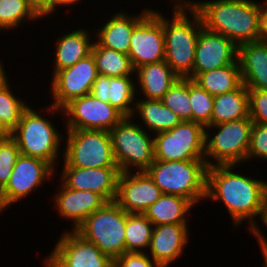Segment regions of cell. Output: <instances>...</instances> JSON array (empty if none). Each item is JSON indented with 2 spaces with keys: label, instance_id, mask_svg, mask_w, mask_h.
Segmentation results:
<instances>
[{
  "label": "cell",
  "instance_id": "1",
  "mask_svg": "<svg viewBox=\"0 0 267 267\" xmlns=\"http://www.w3.org/2000/svg\"><path fill=\"white\" fill-rule=\"evenodd\" d=\"M235 167L238 166L215 165L207 168L206 199L223 202L234 227L248 220L250 233L260 243L267 239L256 220L261 214L266 181L252 178L248 174L244 176L241 171L239 173L233 170Z\"/></svg>",
  "mask_w": 267,
  "mask_h": 267
},
{
  "label": "cell",
  "instance_id": "2",
  "mask_svg": "<svg viewBox=\"0 0 267 267\" xmlns=\"http://www.w3.org/2000/svg\"><path fill=\"white\" fill-rule=\"evenodd\" d=\"M190 6L205 29L224 35L237 46L259 39L260 1L192 0Z\"/></svg>",
  "mask_w": 267,
  "mask_h": 267
},
{
  "label": "cell",
  "instance_id": "3",
  "mask_svg": "<svg viewBox=\"0 0 267 267\" xmlns=\"http://www.w3.org/2000/svg\"><path fill=\"white\" fill-rule=\"evenodd\" d=\"M172 8L171 19L159 12L165 37V61L180 78H188L193 73L196 43L203 24L190 5Z\"/></svg>",
  "mask_w": 267,
  "mask_h": 267
},
{
  "label": "cell",
  "instance_id": "4",
  "mask_svg": "<svg viewBox=\"0 0 267 267\" xmlns=\"http://www.w3.org/2000/svg\"><path fill=\"white\" fill-rule=\"evenodd\" d=\"M207 168L205 160H155L145 172L163 194L179 195L196 205L206 199Z\"/></svg>",
  "mask_w": 267,
  "mask_h": 267
},
{
  "label": "cell",
  "instance_id": "5",
  "mask_svg": "<svg viewBox=\"0 0 267 267\" xmlns=\"http://www.w3.org/2000/svg\"><path fill=\"white\" fill-rule=\"evenodd\" d=\"M42 115L29 106L10 136L16 141L20 154L44 160L57 171L56 162L59 155L63 156V148H60L65 135L57 131L51 119Z\"/></svg>",
  "mask_w": 267,
  "mask_h": 267
},
{
  "label": "cell",
  "instance_id": "6",
  "mask_svg": "<svg viewBox=\"0 0 267 267\" xmlns=\"http://www.w3.org/2000/svg\"><path fill=\"white\" fill-rule=\"evenodd\" d=\"M252 124L251 118L247 117L207 126L205 137V162L207 166H242L244 162L247 163ZM211 130H214L215 133H212L214 135L210 134Z\"/></svg>",
  "mask_w": 267,
  "mask_h": 267
},
{
  "label": "cell",
  "instance_id": "7",
  "mask_svg": "<svg viewBox=\"0 0 267 267\" xmlns=\"http://www.w3.org/2000/svg\"><path fill=\"white\" fill-rule=\"evenodd\" d=\"M134 122L124 117L109 131L120 172L145 171L155 161L153 135Z\"/></svg>",
  "mask_w": 267,
  "mask_h": 267
},
{
  "label": "cell",
  "instance_id": "8",
  "mask_svg": "<svg viewBox=\"0 0 267 267\" xmlns=\"http://www.w3.org/2000/svg\"><path fill=\"white\" fill-rule=\"evenodd\" d=\"M125 226L126 212L116 201H110L87 217L75 232L115 260L126 252Z\"/></svg>",
  "mask_w": 267,
  "mask_h": 267
},
{
  "label": "cell",
  "instance_id": "9",
  "mask_svg": "<svg viewBox=\"0 0 267 267\" xmlns=\"http://www.w3.org/2000/svg\"><path fill=\"white\" fill-rule=\"evenodd\" d=\"M63 145V167H118L113 155L109 131L67 130Z\"/></svg>",
  "mask_w": 267,
  "mask_h": 267
},
{
  "label": "cell",
  "instance_id": "10",
  "mask_svg": "<svg viewBox=\"0 0 267 267\" xmlns=\"http://www.w3.org/2000/svg\"><path fill=\"white\" fill-rule=\"evenodd\" d=\"M155 160H205L206 128L193 121H182L168 131L153 135Z\"/></svg>",
  "mask_w": 267,
  "mask_h": 267
},
{
  "label": "cell",
  "instance_id": "11",
  "mask_svg": "<svg viewBox=\"0 0 267 267\" xmlns=\"http://www.w3.org/2000/svg\"><path fill=\"white\" fill-rule=\"evenodd\" d=\"M96 61L91 53L86 58L79 60L75 65L56 72L51 77V96L53 101L42 112L55 114L70 101L80 98L91 92L92 85L98 77ZM47 109V110H46ZM44 110V111H43Z\"/></svg>",
  "mask_w": 267,
  "mask_h": 267
},
{
  "label": "cell",
  "instance_id": "12",
  "mask_svg": "<svg viewBox=\"0 0 267 267\" xmlns=\"http://www.w3.org/2000/svg\"><path fill=\"white\" fill-rule=\"evenodd\" d=\"M56 170L46 161L20 154L12 169L9 182L0 191V211L23 200L40 189L46 179H55Z\"/></svg>",
  "mask_w": 267,
  "mask_h": 267
},
{
  "label": "cell",
  "instance_id": "13",
  "mask_svg": "<svg viewBox=\"0 0 267 267\" xmlns=\"http://www.w3.org/2000/svg\"><path fill=\"white\" fill-rule=\"evenodd\" d=\"M68 230L63 231L53 250L44 258V267H114L110 256L75 231Z\"/></svg>",
  "mask_w": 267,
  "mask_h": 267
},
{
  "label": "cell",
  "instance_id": "14",
  "mask_svg": "<svg viewBox=\"0 0 267 267\" xmlns=\"http://www.w3.org/2000/svg\"><path fill=\"white\" fill-rule=\"evenodd\" d=\"M61 110L60 115L66 117L65 130L110 131L125 117L110 103H104L90 93L73 99Z\"/></svg>",
  "mask_w": 267,
  "mask_h": 267
},
{
  "label": "cell",
  "instance_id": "15",
  "mask_svg": "<svg viewBox=\"0 0 267 267\" xmlns=\"http://www.w3.org/2000/svg\"><path fill=\"white\" fill-rule=\"evenodd\" d=\"M128 56L134 70L145 64L165 60V37L159 10L151 12L134 28Z\"/></svg>",
  "mask_w": 267,
  "mask_h": 267
},
{
  "label": "cell",
  "instance_id": "16",
  "mask_svg": "<svg viewBox=\"0 0 267 267\" xmlns=\"http://www.w3.org/2000/svg\"><path fill=\"white\" fill-rule=\"evenodd\" d=\"M162 194L145 171L120 172L115 201L127 213L144 214Z\"/></svg>",
  "mask_w": 267,
  "mask_h": 267
},
{
  "label": "cell",
  "instance_id": "17",
  "mask_svg": "<svg viewBox=\"0 0 267 267\" xmlns=\"http://www.w3.org/2000/svg\"><path fill=\"white\" fill-rule=\"evenodd\" d=\"M237 57L238 46L233 41L203 27L196 43L193 73L188 78L193 80L199 73L235 63Z\"/></svg>",
  "mask_w": 267,
  "mask_h": 267
},
{
  "label": "cell",
  "instance_id": "18",
  "mask_svg": "<svg viewBox=\"0 0 267 267\" xmlns=\"http://www.w3.org/2000/svg\"><path fill=\"white\" fill-rule=\"evenodd\" d=\"M61 171L60 181L66 187L98 193L107 202L116 200L120 174L118 167H62Z\"/></svg>",
  "mask_w": 267,
  "mask_h": 267
},
{
  "label": "cell",
  "instance_id": "19",
  "mask_svg": "<svg viewBox=\"0 0 267 267\" xmlns=\"http://www.w3.org/2000/svg\"><path fill=\"white\" fill-rule=\"evenodd\" d=\"M189 224H162L153 227L146 252L160 267H168L184 254L188 246Z\"/></svg>",
  "mask_w": 267,
  "mask_h": 267
},
{
  "label": "cell",
  "instance_id": "20",
  "mask_svg": "<svg viewBox=\"0 0 267 267\" xmlns=\"http://www.w3.org/2000/svg\"><path fill=\"white\" fill-rule=\"evenodd\" d=\"M60 186V187H59ZM53 201L60 219L71 220V230L75 229L107 201L98 193L88 190H75L60 182Z\"/></svg>",
  "mask_w": 267,
  "mask_h": 267
},
{
  "label": "cell",
  "instance_id": "21",
  "mask_svg": "<svg viewBox=\"0 0 267 267\" xmlns=\"http://www.w3.org/2000/svg\"><path fill=\"white\" fill-rule=\"evenodd\" d=\"M135 76L108 77L98 75L90 94L104 103H110L125 117H131L134 111L137 84ZM134 81V82H133Z\"/></svg>",
  "mask_w": 267,
  "mask_h": 267
},
{
  "label": "cell",
  "instance_id": "22",
  "mask_svg": "<svg viewBox=\"0 0 267 267\" xmlns=\"http://www.w3.org/2000/svg\"><path fill=\"white\" fill-rule=\"evenodd\" d=\"M152 9L141 10L137 15H131L128 11H120L105 20L101 27L93 30L96 42L115 51L128 54L130 38L134 28L151 12Z\"/></svg>",
  "mask_w": 267,
  "mask_h": 267
},
{
  "label": "cell",
  "instance_id": "23",
  "mask_svg": "<svg viewBox=\"0 0 267 267\" xmlns=\"http://www.w3.org/2000/svg\"><path fill=\"white\" fill-rule=\"evenodd\" d=\"M242 83L247 88L267 90V46L261 41L238 46Z\"/></svg>",
  "mask_w": 267,
  "mask_h": 267
},
{
  "label": "cell",
  "instance_id": "24",
  "mask_svg": "<svg viewBox=\"0 0 267 267\" xmlns=\"http://www.w3.org/2000/svg\"><path fill=\"white\" fill-rule=\"evenodd\" d=\"M135 77L139 85L136 95L141 93L140 98L157 100H160L179 78L165 60L140 66L135 70Z\"/></svg>",
  "mask_w": 267,
  "mask_h": 267
},
{
  "label": "cell",
  "instance_id": "25",
  "mask_svg": "<svg viewBox=\"0 0 267 267\" xmlns=\"http://www.w3.org/2000/svg\"><path fill=\"white\" fill-rule=\"evenodd\" d=\"M91 35L87 28L81 27L63 34L62 37L61 35L58 36L55 42V58L52 60L54 61L52 76L62 69L75 65L79 60L91 54L93 45Z\"/></svg>",
  "mask_w": 267,
  "mask_h": 267
},
{
  "label": "cell",
  "instance_id": "26",
  "mask_svg": "<svg viewBox=\"0 0 267 267\" xmlns=\"http://www.w3.org/2000/svg\"><path fill=\"white\" fill-rule=\"evenodd\" d=\"M131 117L133 119L140 117L139 121H142L145 126L142 125V127L147 131L151 130L150 133L153 135L171 130L182 122L176 113L157 99L140 98L136 100Z\"/></svg>",
  "mask_w": 267,
  "mask_h": 267
},
{
  "label": "cell",
  "instance_id": "27",
  "mask_svg": "<svg viewBox=\"0 0 267 267\" xmlns=\"http://www.w3.org/2000/svg\"><path fill=\"white\" fill-rule=\"evenodd\" d=\"M195 205L185 197L172 194L162 196L144 212L154 226L162 224H189L188 213ZM187 217V218H186Z\"/></svg>",
  "mask_w": 267,
  "mask_h": 267
},
{
  "label": "cell",
  "instance_id": "28",
  "mask_svg": "<svg viewBox=\"0 0 267 267\" xmlns=\"http://www.w3.org/2000/svg\"><path fill=\"white\" fill-rule=\"evenodd\" d=\"M249 117L248 88L242 83L237 89L214 96L211 125Z\"/></svg>",
  "mask_w": 267,
  "mask_h": 267
},
{
  "label": "cell",
  "instance_id": "29",
  "mask_svg": "<svg viewBox=\"0 0 267 267\" xmlns=\"http://www.w3.org/2000/svg\"><path fill=\"white\" fill-rule=\"evenodd\" d=\"M193 81L213 96L233 91L242 84L239 62L199 73Z\"/></svg>",
  "mask_w": 267,
  "mask_h": 267
},
{
  "label": "cell",
  "instance_id": "30",
  "mask_svg": "<svg viewBox=\"0 0 267 267\" xmlns=\"http://www.w3.org/2000/svg\"><path fill=\"white\" fill-rule=\"evenodd\" d=\"M93 41L91 53L95 58L99 75L123 77L135 74L128 54L102 47Z\"/></svg>",
  "mask_w": 267,
  "mask_h": 267
},
{
  "label": "cell",
  "instance_id": "31",
  "mask_svg": "<svg viewBox=\"0 0 267 267\" xmlns=\"http://www.w3.org/2000/svg\"><path fill=\"white\" fill-rule=\"evenodd\" d=\"M153 227V223L144 214L126 212V252L146 253L152 237Z\"/></svg>",
  "mask_w": 267,
  "mask_h": 267
},
{
  "label": "cell",
  "instance_id": "32",
  "mask_svg": "<svg viewBox=\"0 0 267 267\" xmlns=\"http://www.w3.org/2000/svg\"><path fill=\"white\" fill-rule=\"evenodd\" d=\"M41 19L28 0H0V32L13 31L23 26V23Z\"/></svg>",
  "mask_w": 267,
  "mask_h": 267
},
{
  "label": "cell",
  "instance_id": "33",
  "mask_svg": "<svg viewBox=\"0 0 267 267\" xmlns=\"http://www.w3.org/2000/svg\"><path fill=\"white\" fill-rule=\"evenodd\" d=\"M160 100L176 113L182 121H192L189 78L179 77Z\"/></svg>",
  "mask_w": 267,
  "mask_h": 267
},
{
  "label": "cell",
  "instance_id": "34",
  "mask_svg": "<svg viewBox=\"0 0 267 267\" xmlns=\"http://www.w3.org/2000/svg\"><path fill=\"white\" fill-rule=\"evenodd\" d=\"M28 103L15 96L11 84L0 90V123L9 133L16 128L23 112L29 107Z\"/></svg>",
  "mask_w": 267,
  "mask_h": 267
},
{
  "label": "cell",
  "instance_id": "35",
  "mask_svg": "<svg viewBox=\"0 0 267 267\" xmlns=\"http://www.w3.org/2000/svg\"><path fill=\"white\" fill-rule=\"evenodd\" d=\"M189 98L192 108V121L203 125L205 128L211 126L214 96L189 78Z\"/></svg>",
  "mask_w": 267,
  "mask_h": 267
},
{
  "label": "cell",
  "instance_id": "36",
  "mask_svg": "<svg viewBox=\"0 0 267 267\" xmlns=\"http://www.w3.org/2000/svg\"><path fill=\"white\" fill-rule=\"evenodd\" d=\"M19 155L20 150L11 136L0 141V191L9 182L12 169Z\"/></svg>",
  "mask_w": 267,
  "mask_h": 267
},
{
  "label": "cell",
  "instance_id": "37",
  "mask_svg": "<svg viewBox=\"0 0 267 267\" xmlns=\"http://www.w3.org/2000/svg\"><path fill=\"white\" fill-rule=\"evenodd\" d=\"M267 160V124L253 122L250 145L247 153V162L249 159Z\"/></svg>",
  "mask_w": 267,
  "mask_h": 267
},
{
  "label": "cell",
  "instance_id": "38",
  "mask_svg": "<svg viewBox=\"0 0 267 267\" xmlns=\"http://www.w3.org/2000/svg\"><path fill=\"white\" fill-rule=\"evenodd\" d=\"M248 103L251 120L267 124V90L248 88Z\"/></svg>",
  "mask_w": 267,
  "mask_h": 267
},
{
  "label": "cell",
  "instance_id": "39",
  "mask_svg": "<svg viewBox=\"0 0 267 267\" xmlns=\"http://www.w3.org/2000/svg\"><path fill=\"white\" fill-rule=\"evenodd\" d=\"M114 267H160L147 253L125 252L114 260Z\"/></svg>",
  "mask_w": 267,
  "mask_h": 267
},
{
  "label": "cell",
  "instance_id": "40",
  "mask_svg": "<svg viewBox=\"0 0 267 267\" xmlns=\"http://www.w3.org/2000/svg\"><path fill=\"white\" fill-rule=\"evenodd\" d=\"M28 2L41 18L55 15L54 0H28Z\"/></svg>",
  "mask_w": 267,
  "mask_h": 267
},
{
  "label": "cell",
  "instance_id": "41",
  "mask_svg": "<svg viewBox=\"0 0 267 267\" xmlns=\"http://www.w3.org/2000/svg\"><path fill=\"white\" fill-rule=\"evenodd\" d=\"M267 38V0L260 1L259 39L263 42Z\"/></svg>",
  "mask_w": 267,
  "mask_h": 267
},
{
  "label": "cell",
  "instance_id": "42",
  "mask_svg": "<svg viewBox=\"0 0 267 267\" xmlns=\"http://www.w3.org/2000/svg\"><path fill=\"white\" fill-rule=\"evenodd\" d=\"M259 219L261 224H263V226H265V229H267V181L263 190L262 210Z\"/></svg>",
  "mask_w": 267,
  "mask_h": 267
},
{
  "label": "cell",
  "instance_id": "43",
  "mask_svg": "<svg viewBox=\"0 0 267 267\" xmlns=\"http://www.w3.org/2000/svg\"><path fill=\"white\" fill-rule=\"evenodd\" d=\"M3 60H0V90L6 87L9 84V79L7 73L4 69V63L2 64Z\"/></svg>",
  "mask_w": 267,
  "mask_h": 267
},
{
  "label": "cell",
  "instance_id": "44",
  "mask_svg": "<svg viewBox=\"0 0 267 267\" xmlns=\"http://www.w3.org/2000/svg\"><path fill=\"white\" fill-rule=\"evenodd\" d=\"M79 1L81 0H54V12L61 6L65 8V6L70 7L71 5H77Z\"/></svg>",
  "mask_w": 267,
  "mask_h": 267
},
{
  "label": "cell",
  "instance_id": "45",
  "mask_svg": "<svg viewBox=\"0 0 267 267\" xmlns=\"http://www.w3.org/2000/svg\"><path fill=\"white\" fill-rule=\"evenodd\" d=\"M260 247V251H261V254H262V258H263V267H267V239L265 240H262L260 243H259Z\"/></svg>",
  "mask_w": 267,
  "mask_h": 267
},
{
  "label": "cell",
  "instance_id": "46",
  "mask_svg": "<svg viewBox=\"0 0 267 267\" xmlns=\"http://www.w3.org/2000/svg\"><path fill=\"white\" fill-rule=\"evenodd\" d=\"M10 136V133L4 128V126L0 123V141L5 140Z\"/></svg>",
  "mask_w": 267,
  "mask_h": 267
},
{
  "label": "cell",
  "instance_id": "47",
  "mask_svg": "<svg viewBox=\"0 0 267 267\" xmlns=\"http://www.w3.org/2000/svg\"><path fill=\"white\" fill-rule=\"evenodd\" d=\"M191 0H171L169 2L174 3V5H190Z\"/></svg>",
  "mask_w": 267,
  "mask_h": 267
},
{
  "label": "cell",
  "instance_id": "48",
  "mask_svg": "<svg viewBox=\"0 0 267 267\" xmlns=\"http://www.w3.org/2000/svg\"><path fill=\"white\" fill-rule=\"evenodd\" d=\"M263 43L267 46V38L263 41Z\"/></svg>",
  "mask_w": 267,
  "mask_h": 267
}]
</instances>
